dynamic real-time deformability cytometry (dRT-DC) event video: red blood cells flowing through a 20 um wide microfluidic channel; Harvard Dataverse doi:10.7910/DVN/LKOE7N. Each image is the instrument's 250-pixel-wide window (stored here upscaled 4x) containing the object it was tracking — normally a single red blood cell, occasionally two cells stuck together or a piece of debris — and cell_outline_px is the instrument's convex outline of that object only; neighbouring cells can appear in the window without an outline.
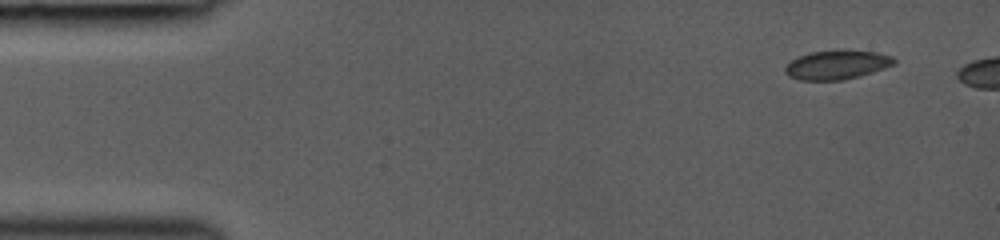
{"species": "common noctule bat (a hibernating species)", "species_latin": "Nyctalus noctula", "temperature_condition": "room temperature", "stored_images_in_passage": 5, "camera_frame_rate_fps": 3000, "um_per_image_px": 0.085, "animal": {"sex": "female", "body_mass_g": 19.0, "forearm_length_mm": 53.3}, "frame": {"image": 1, "passage_image": 1, "time_ms": 0.0, "image_size_px": [1000, 240], "cell_outline_px": [[896, 64], [860, 76], [844, 80], [800, 80], [788, 76], [784, 72], [784, 68], [792, 60], [800, 56], [812, 52], [844, 48], [876, 52], [892, 56], [896, 60]], "centroid_in_image_um": [71.16, 5.49], "position_along_channel_um": 13.8, "area_um2": 18.79}}